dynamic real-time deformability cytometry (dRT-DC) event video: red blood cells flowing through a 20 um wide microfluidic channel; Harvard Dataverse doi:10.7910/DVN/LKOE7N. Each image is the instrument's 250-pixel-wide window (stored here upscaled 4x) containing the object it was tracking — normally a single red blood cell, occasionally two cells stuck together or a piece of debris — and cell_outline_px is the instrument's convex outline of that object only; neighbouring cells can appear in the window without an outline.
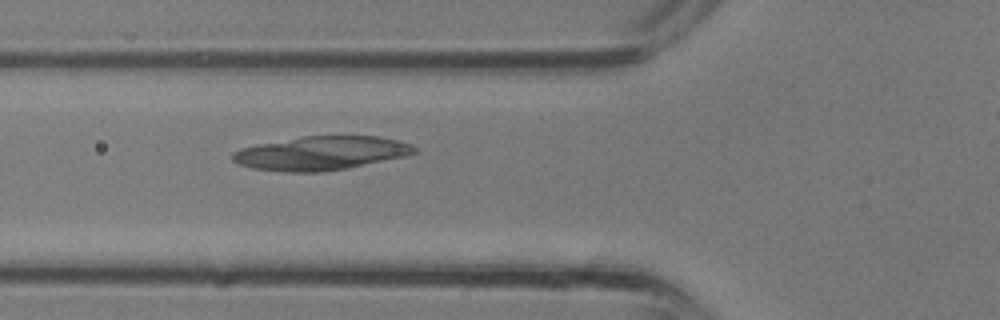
{"species": "common noctule bat (a hibernating species)", "species_latin": "Nyctalus noctula", "temperature_condition": "room temperature", "stored_images_in_passage": 4, "camera_frame_rate_fps": 3000, "um_per_image_px": 0.085, "animal": {"sex": "male", "body_mass_g": 13.3}, "frame": {"image": 1, "passage_image": 4, "time_ms": 1.0, "image_size_px": [1000, 320], "cell_outline_px": [[416, 152], [404, 156], [348, 168], [320, 172], [284, 172], [252, 168], [240, 164], [232, 160], [232, 156], [236, 152], [244, 148], [260, 144], [304, 136], [380, 136], [396, 140], [408, 144], [416, 148]], "centroid_in_image_um": [27.3, 13.03], "position_along_channel_um": 98.5, "area_um2": 35.2}}